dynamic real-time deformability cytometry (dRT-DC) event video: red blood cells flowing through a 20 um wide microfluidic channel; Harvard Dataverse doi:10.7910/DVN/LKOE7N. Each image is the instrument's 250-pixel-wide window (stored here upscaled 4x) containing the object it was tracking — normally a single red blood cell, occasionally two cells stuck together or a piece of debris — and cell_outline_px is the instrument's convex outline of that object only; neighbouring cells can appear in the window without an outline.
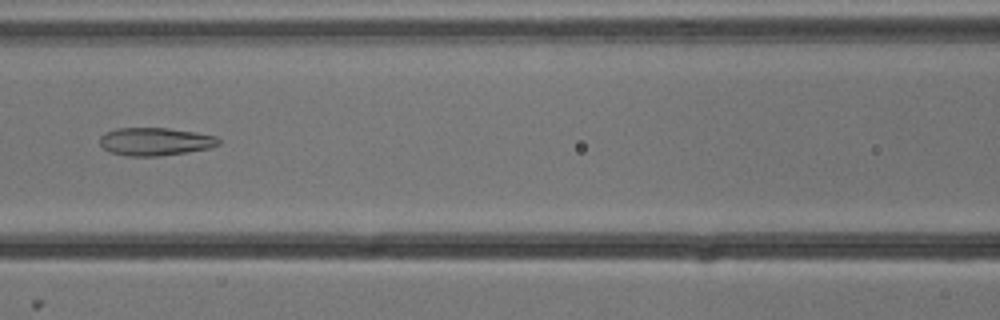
{"species": "common noctule bat (a hibernating species)", "species_latin": "Nyctalus noctula", "temperature_condition": "cold", "stored_images_in_passage": 10, "camera_frame_rate_fps": 3000, "um_per_image_px": 0.085, "animal": {"sex": "male", "body_mass_g": 13.3}, "frame": {"image": 1, "passage_image": 7, "time_ms": 2.0, "image_size_px": [1000, 320], "cell_outline_px": [[220, 144], [208, 148], [188, 152], [160, 156], [128, 156], [108, 152], [100, 144], [100, 136], [104, 132], [116, 128], [168, 128], [196, 132], [216, 136], [220, 140]], "centroid_in_image_um": [13.17, 12.03], "position_along_channel_um": 153.4, "area_um2": 19.48}}
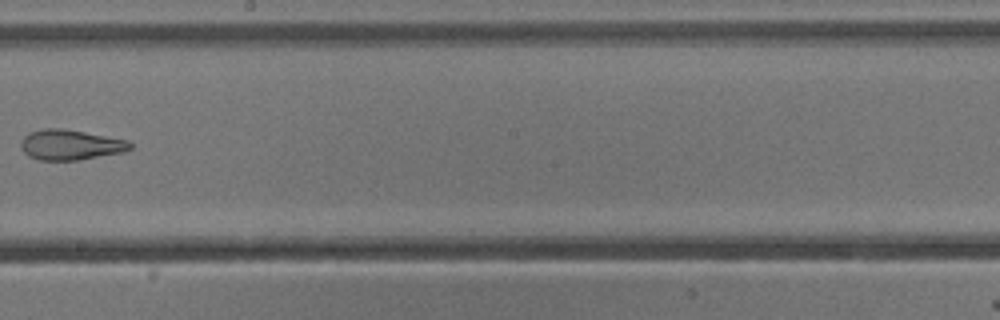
{"frame": {"image": 2, "passage_image": 9, "time_ms": 2.667, "image_size_px": [1000, 320], "cell_outline_px": [[132, 148], [124, 152], [76, 160], [40, 160], [28, 156], [24, 152], [20, 144], [20, 140], [28, 132], [44, 128], [64, 128], [128, 140], [132, 144]], "centroid_in_image_um": [5.97, 12.3], "position_along_channel_um": 242.2, "area_um2": 19.36}}
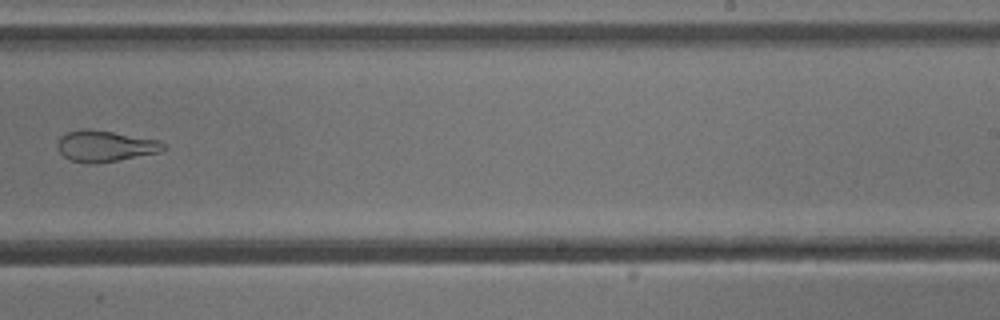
{"frame": {"image": 3, "passage_image": 10, "time_ms": 3.0, "image_size_px": [1000, 320], "cell_outline_px": [[168, 148], [160, 152], [116, 160], [72, 160], [64, 156], [56, 148], [56, 144], [60, 136], [68, 132], [84, 128], [88, 128], [112, 132], [156, 140], [168, 144]], "centroid_in_image_um": [8.96, 12.36], "position_along_channel_um": 280.0, "area_um2": 18.44}}